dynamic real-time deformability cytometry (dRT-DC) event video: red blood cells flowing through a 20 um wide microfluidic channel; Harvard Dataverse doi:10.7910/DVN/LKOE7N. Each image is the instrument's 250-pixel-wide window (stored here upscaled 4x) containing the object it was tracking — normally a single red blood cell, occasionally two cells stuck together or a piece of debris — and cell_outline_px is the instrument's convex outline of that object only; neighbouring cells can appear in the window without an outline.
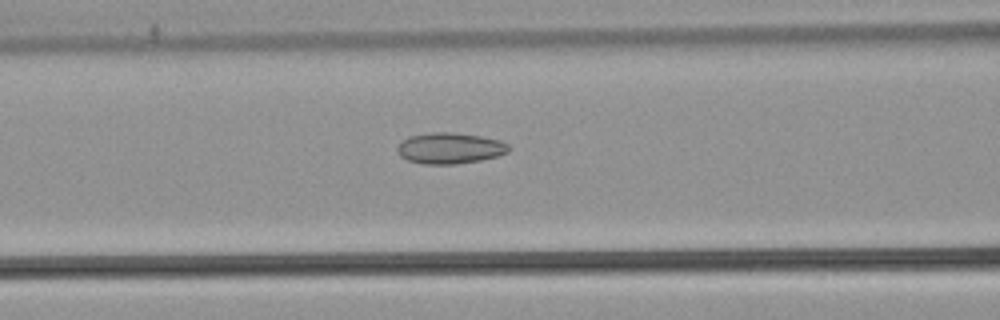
{"species": "common noctule bat (a hibernating species)", "species_latin": "Nyctalus noctula", "temperature_condition": "warm", "stored_images_in_passage": 53, "camera_frame_rate_fps": 3000, "um_per_image_px": 0.085, "animal": {"sex": "male", "body_mass_g": 21.5, "forearm_length_mm": 52.0}, "frame": {"image": 1, "passage_image": 23, "time_ms": 7.333, "image_size_px": [1000, 320], "cell_outline_px": [[512, 148], [508, 152], [496, 156], [480, 160], [456, 164], [424, 164], [408, 160], [400, 156], [396, 152], [396, 148], [408, 136], [432, 132], [452, 132], [480, 136], [500, 140], [508, 144]], "centroid_in_image_um": [38.24, 12.59], "position_along_channel_um": 128.4, "area_um2": 20.17}}
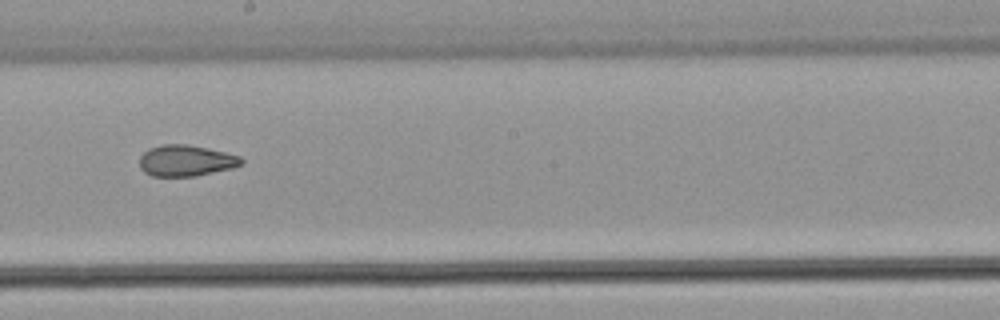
{"frame": {"image": 2, "passage_image": 31, "time_ms": 10.0, "image_size_px": [1000, 320], "cell_outline_px": [[244, 164], [232, 168], [196, 176], [152, 176], [144, 172], [140, 168], [140, 156], [148, 148], [160, 144], [188, 144], [208, 148], [240, 156], [244, 160]], "centroid_in_image_um": [15.81, 13.65], "position_along_channel_um": 232.4, "area_um2": 18.67}}
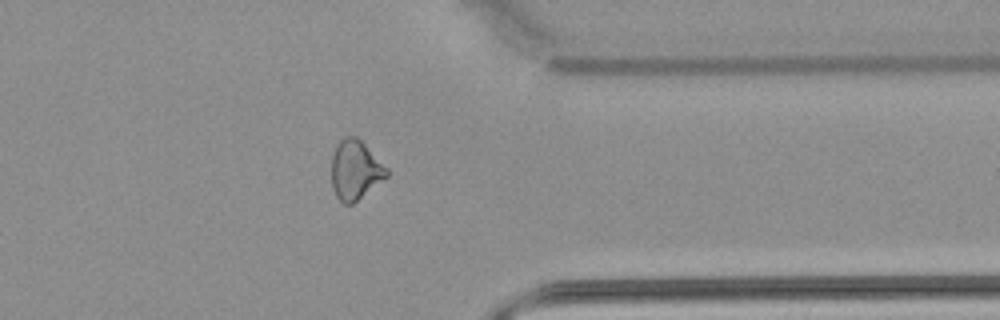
{"frame": {"image": 3, "passage_image": 43, "time_ms": 14.0, "image_size_px": [1000, 320], "cell_outline_px": [[388, 176], [352, 204], [344, 204], [336, 196], [332, 188], [332, 156], [336, 144], [344, 136], [356, 136], [388, 168]], "centroid_in_image_um": [30.18, 14.44], "position_along_channel_um": 381.2, "area_um2": 18.96}, "authors_computed_cell_mechanics": {"area_um2": 20.6346, "velocity_mm_per_s": 3.9142, "shape_relaxation_time_tau1_ms": null, "shape_relaxation_time_tau2_ms": 1.9673, "deformation_change_tau1": null, "deformation_change_tau2": 0.0906}}